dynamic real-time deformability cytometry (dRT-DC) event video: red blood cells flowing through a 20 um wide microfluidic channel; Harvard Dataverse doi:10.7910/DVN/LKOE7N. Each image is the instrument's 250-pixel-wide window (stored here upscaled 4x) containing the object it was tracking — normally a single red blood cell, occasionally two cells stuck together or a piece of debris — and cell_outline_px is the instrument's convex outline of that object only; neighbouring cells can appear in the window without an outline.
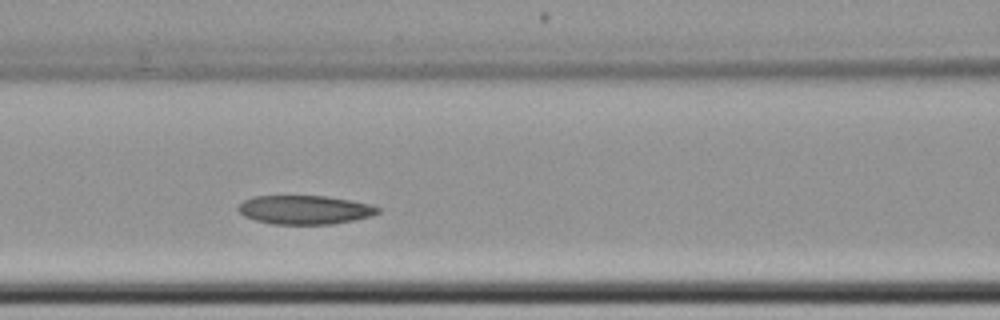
{"species": "common noctule bat (a hibernating species)", "species_latin": "Nyctalus noctula", "temperature_condition": "cold", "stored_images_in_passage": 7, "segment_of_instrument_passage": [1, 2], "camera_frame_rate_fps": 3000, "um_per_image_px": 0.085, "animal": {"sex": "female", "body_mass_g": 22.7, "forearm_length_mm": 54.2}, "frame": {"image": 1, "passage_image": 6, "time_ms": 6.0, "image_size_px": [1000, 320], "cell_outline_px": [[380, 212], [372, 216], [332, 224], [272, 224], [256, 220], [244, 216], [236, 208], [244, 200], [252, 196], [328, 196], [368, 204], [380, 208]], "centroid_in_image_um": [25.88, 17.83], "position_along_channel_um": 140.7, "area_um2": 23.35}}